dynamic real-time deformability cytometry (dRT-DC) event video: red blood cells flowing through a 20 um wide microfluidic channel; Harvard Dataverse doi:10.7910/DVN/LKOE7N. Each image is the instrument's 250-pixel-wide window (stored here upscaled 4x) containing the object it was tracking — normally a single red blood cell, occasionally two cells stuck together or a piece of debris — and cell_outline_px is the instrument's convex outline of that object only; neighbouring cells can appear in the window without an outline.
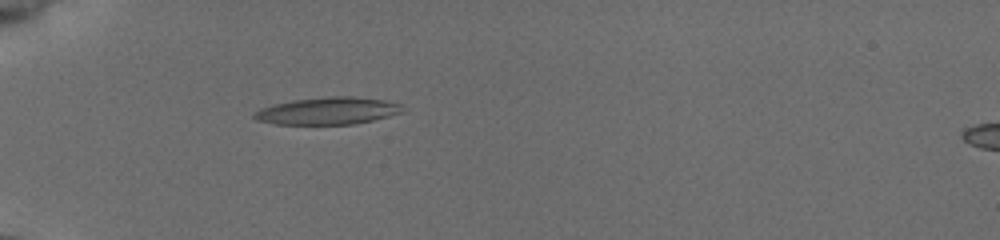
{"species": "common noctule bat (a hibernating species)", "species_latin": "Nyctalus noctula", "temperature_condition": "cold", "stored_images_in_passage": 37, "camera_frame_rate_fps": 3000, "um_per_image_px": 0.085, "animal": {"sex": "female", "body_mass_g": 19.5, "forearm_length_mm": 54.1}, "frame": {"image": 1, "passage_image": 1, "time_ms": 0.0, "image_size_px": [1000, 240], "cell_outline_px": [[400, 112], [388, 116], [372, 120], [352, 124], [276, 124], [256, 120], [252, 116], [252, 112], [260, 108], [272, 104], [292, 100], [328, 96], [352, 96], [388, 100], [400, 104]], "centroid_in_image_um": [27.78, 9.41], "position_along_channel_um": 57.2, "area_um2": 23.52}}
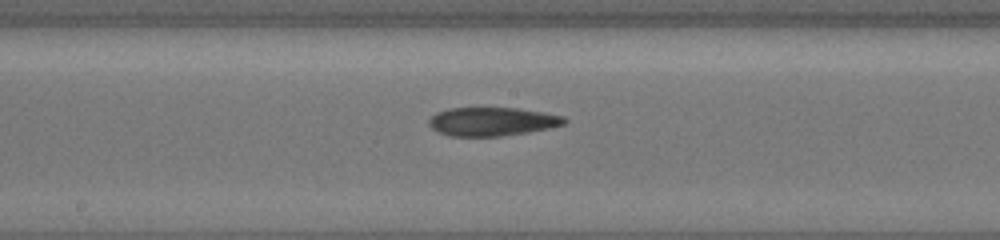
{"frame": {"image": 2, "passage_image": 14, "time_ms": 4.333, "image_size_px": [1000, 240], "cell_outline_px": [[568, 120], [564, 124], [548, 128], [528, 132], [500, 136], [452, 136], [440, 132], [432, 128], [428, 124], [428, 120], [436, 112], [448, 108], [516, 108], [544, 112], [564, 116]], "centroid_in_image_um": [41.83, 10.32], "position_along_channel_um": 206.4, "area_um2": 22.48}}
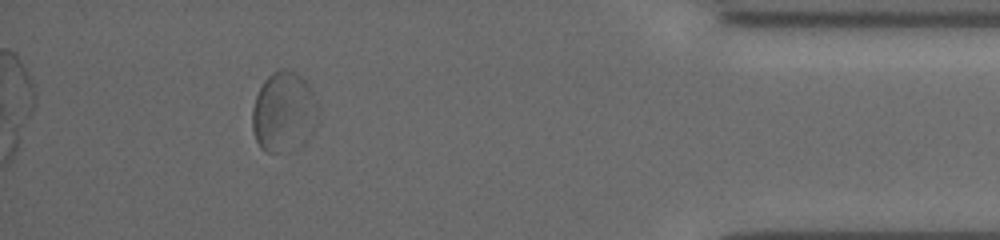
{"frame": {"image": 3, "passage_image": 33, "time_ms": 10.667, "image_size_px": [1000, 240], "cell_outline_px": [[316, 128], [312, 132], [276, 152], [268, 152], [260, 148], [256, 140], [252, 128], [252, 108], [256, 96], [264, 80], [272, 72], [284, 68], [288, 68], [308, 80], [316, 100]], "centroid_in_image_um": [24.08, 9.39], "position_along_channel_um": 411.1, "area_um2": 29.82}, "authors_computed_cell_mechanics": {"area_um2": 23.3512, "velocity_mm_per_s": 3.8548, "shape_relaxation_time_tau1_ms": null, "shape_relaxation_time_tau2_ms": 2.4406, "deformation_change_tau1": null, "deformation_change_tau2": 0.0778}}